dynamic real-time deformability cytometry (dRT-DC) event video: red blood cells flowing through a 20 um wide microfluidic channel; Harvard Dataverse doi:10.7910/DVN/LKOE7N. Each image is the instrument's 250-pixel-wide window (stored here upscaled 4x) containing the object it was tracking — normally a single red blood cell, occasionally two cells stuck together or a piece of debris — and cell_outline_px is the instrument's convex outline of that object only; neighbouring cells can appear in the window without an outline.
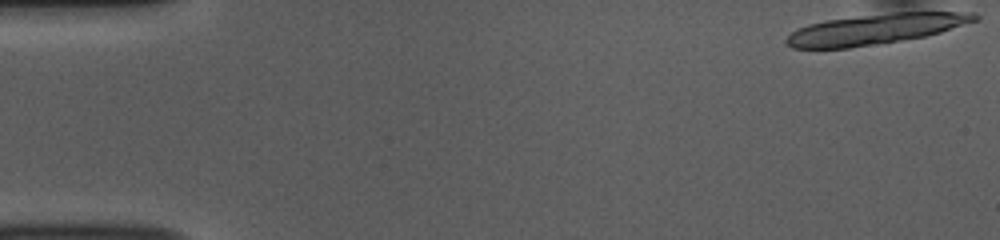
{"species": "common noctule bat (a hibernating species)", "species_latin": "Nyctalus noctula", "temperature_condition": "room temperature", "stored_images_in_passage": 17, "camera_frame_rate_fps": 3000, "um_per_image_px": 0.085, "animal": {"sex": "female", "body_mass_g": 10.0, "forearm_length_mm": 53.1}, "frame": {"image": 1, "passage_image": 1, "time_ms": 0.0, "image_size_px": [1000, 240], "cell_outline_px": [[980, 20], [928, 36], [884, 44], [848, 48], [792, 48], [784, 40], [792, 32], [808, 24], [828, 20], [892, 12], [976, 12], [980, 16]], "centroid_in_image_um": [74.52, 2.48], "position_along_channel_um": 10.5, "area_um2": 33.58}}